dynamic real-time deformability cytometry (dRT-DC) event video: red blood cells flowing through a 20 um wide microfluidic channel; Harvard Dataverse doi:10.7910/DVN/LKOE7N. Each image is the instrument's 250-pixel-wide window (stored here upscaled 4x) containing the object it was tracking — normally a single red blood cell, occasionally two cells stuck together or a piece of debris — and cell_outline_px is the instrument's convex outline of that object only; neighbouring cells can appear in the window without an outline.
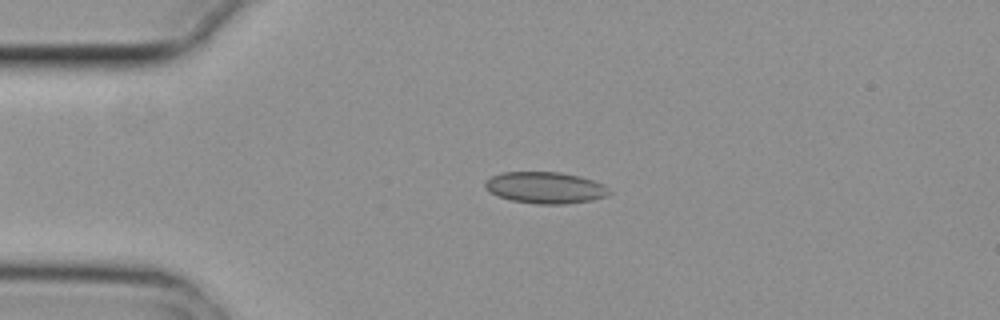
{"species": "common noctule bat (a hibernating species)", "species_latin": "Nyctalus noctula", "temperature_condition": "cold", "stored_images_in_passage": 4, "camera_frame_rate_fps": 3000, "um_per_image_px": 0.085, "animal": {"sex": "female", "body_mass_g": 29.2, "forearm_length_mm": 56.3}, "frame": {"image": 1, "passage_image": 2, "time_ms": 0.333, "image_size_px": [1000, 320], "cell_outline_px": [[612, 192], [604, 196], [592, 200], [564, 204], [536, 204], [512, 200], [496, 196], [484, 184], [492, 176], [504, 172], [560, 172], [580, 176], [604, 184]], "centroid_in_image_um": [46.38, 15.95], "position_along_channel_um": 38.6, "area_um2": 22.6}}
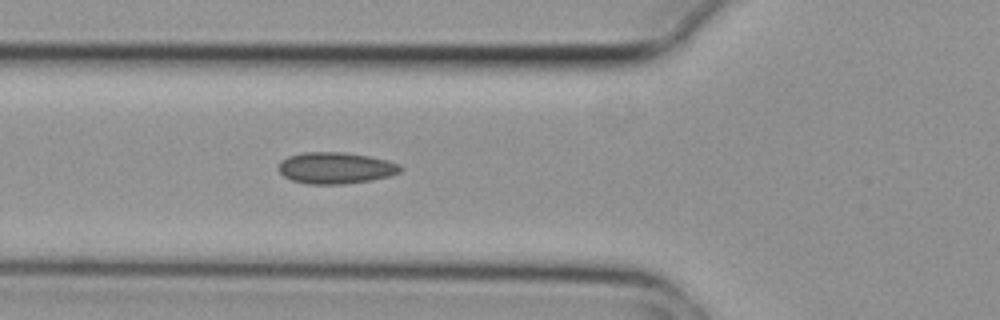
{"frame": {"image": 2, "passage_image": 4, "time_ms": 1.0, "image_size_px": [1000, 320], "cell_outline_px": [[404, 168], [400, 172], [388, 176], [372, 180], [344, 184], [308, 184], [292, 180], [284, 176], [276, 168], [280, 160], [288, 156], [304, 152], [344, 152], [368, 156], [388, 160], [400, 164]], "centroid_in_image_um": [28.52, 14.27], "position_along_channel_um": 97.3, "area_um2": 22.54}}